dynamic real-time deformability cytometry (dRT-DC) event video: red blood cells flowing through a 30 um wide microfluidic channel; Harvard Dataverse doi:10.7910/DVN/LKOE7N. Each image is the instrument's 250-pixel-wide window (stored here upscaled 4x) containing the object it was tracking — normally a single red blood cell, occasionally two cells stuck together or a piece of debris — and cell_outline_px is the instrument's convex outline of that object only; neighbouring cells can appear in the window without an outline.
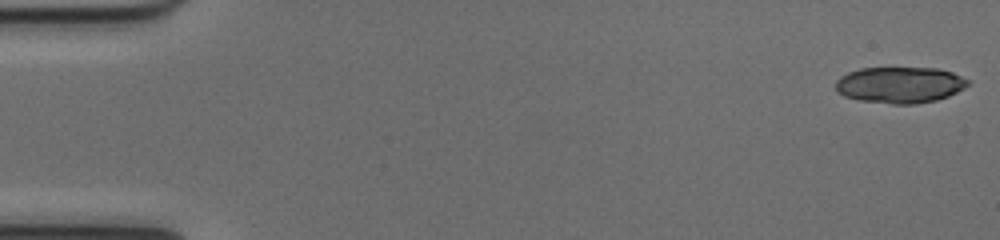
{"species": "common noctule bat (a hibernating species)", "species_latin": "Nyctalus noctula", "temperature_condition": "cold", "stored_images_in_passage": 18, "camera_frame_rate_fps": 3000, "um_per_image_px": 0.085, "animal": {"sex": "female", "body_mass_g": 17.0, "forearm_length_mm": 48.0}, "frame": {"image": 1, "passage_image": 1, "time_ms": 0.0, "image_size_px": [1000, 240], "cell_outline_px": [[968, 84], [964, 88], [948, 96], [936, 100], [912, 104], [892, 104], [860, 100], [844, 96], [836, 92], [836, 80], [840, 76], [848, 72], [860, 68], [936, 68], [952, 72], [968, 80]], "centroid_in_image_um": [76.45, 7.21], "position_along_channel_um": 8.5, "area_um2": 27.86}}
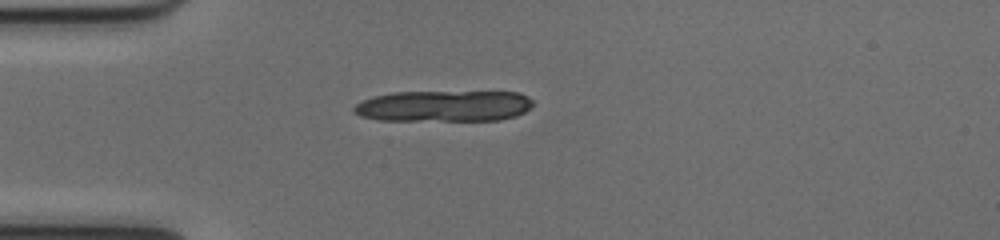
{"frame": {"image": 2, "passage_image": 14, "time_ms": 4.333, "image_size_px": [1000, 240], "cell_outline_px": [[536, 104], [532, 108], [516, 116], [500, 120], [380, 120], [360, 116], [352, 112], [352, 108], [360, 100], [372, 96], [392, 92], [520, 92], [528, 96]], "centroid_in_image_um": [37.73, 9.01], "position_along_channel_um": 47.3, "area_um2": 32.95}}